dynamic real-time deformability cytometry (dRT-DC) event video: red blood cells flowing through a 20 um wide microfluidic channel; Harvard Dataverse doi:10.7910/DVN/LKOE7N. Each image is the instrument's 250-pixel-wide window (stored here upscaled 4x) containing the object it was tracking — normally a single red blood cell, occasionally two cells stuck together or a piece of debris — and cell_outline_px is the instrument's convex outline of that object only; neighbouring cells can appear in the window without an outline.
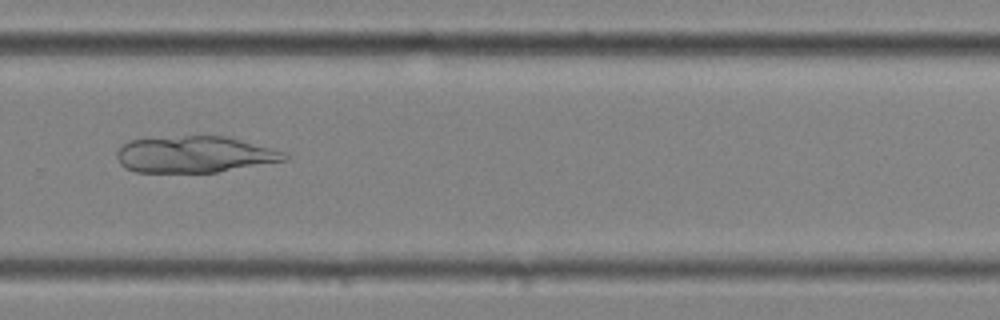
{"species": "common noctule bat (a hibernating species)", "species_latin": "Nyctalus noctula", "temperature_condition": "cold", "stored_images_in_passage": 13, "camera_frame_rate_fps": 3000, "um_per_image_px": 0.085, "animal": {"sex": "female", "body_mass_g": 25.1}, "frame": {"image": 1, "passage_image": 11, "time_ms": 3.333, "image_size_px": [1000, 320], "cell_outline_px": [[288, 160], [216, 172], [136, 172], [124, 168], [120, 164], [116, 156], [116, 152], [124, 144], [132, 140], [184, 136], [224, 136], [284, 152], [288, 156]], "centroid_in_image_um": [16.51, 13.14], "position_along_channel_um": 313.3, "area_um2": 35.14}}